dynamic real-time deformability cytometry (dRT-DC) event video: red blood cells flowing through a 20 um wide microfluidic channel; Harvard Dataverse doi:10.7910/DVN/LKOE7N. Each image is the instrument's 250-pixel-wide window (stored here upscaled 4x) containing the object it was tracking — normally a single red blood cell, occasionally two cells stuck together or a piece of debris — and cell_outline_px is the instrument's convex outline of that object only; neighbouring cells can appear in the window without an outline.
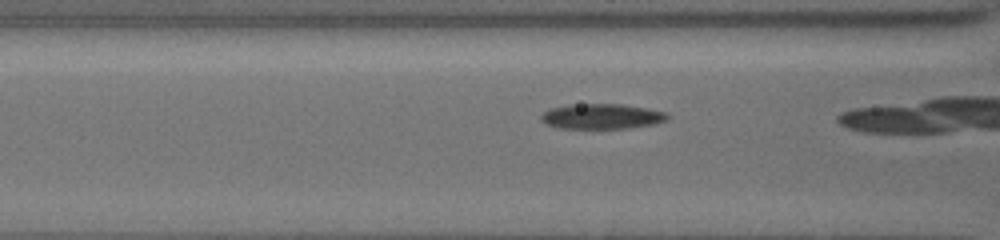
{"species": "common noctule bat (a hibernating species)", "species_latin": "Nyctalus noctula", "temperature_condition": "cold", "stored_images_in_passage": 24, "camera_frame_rate_fps": 3000, "um_per_image_px": 0.085, "animal": {"sex": "female", "body_mass_g": 19.5, "forearm_length_mm": 54.1}, "frame": {"image": 1, "passage_image": 21, "time_ms": 6.667, "image_size_px": [1000, 240], "cell_outline_px": [[668, 116], [664, 120], [648, 124], [624, 128], [560, 128], [548, 124], [540, 116], [544, 112], [552, 108], [572, 104], [620, 104], [644, 108], [664, 112]], "centroid_in_image_um": [51.09, 9.88], "position_along_channel_um": 115.5, "area_um2": 17.8}}